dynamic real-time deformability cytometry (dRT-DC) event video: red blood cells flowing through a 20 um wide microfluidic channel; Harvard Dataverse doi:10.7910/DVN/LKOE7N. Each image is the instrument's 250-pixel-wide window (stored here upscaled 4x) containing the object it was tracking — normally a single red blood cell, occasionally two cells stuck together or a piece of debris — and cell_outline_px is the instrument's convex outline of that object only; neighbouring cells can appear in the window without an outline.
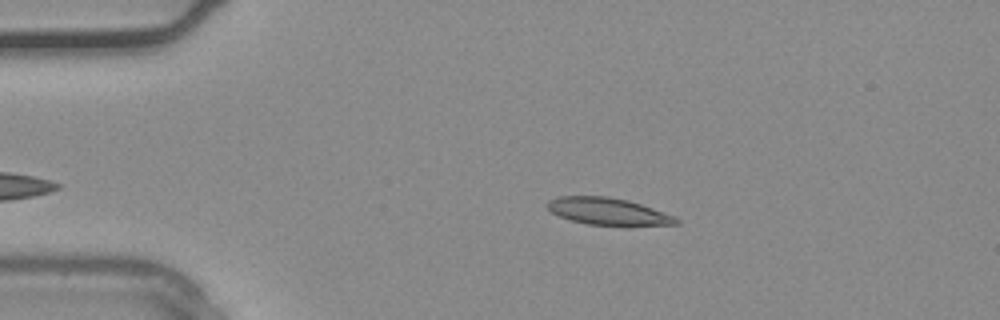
{"species": "common noctule bat (a hibernating species)", "species_latin": "Nyctalus noctula", "temperature_condition": "warm", "stored_images_in_passage": 31, "camera_frame_rate_fps": 3000, "um_per_image_px": 0.085, "animal": {"sex": "male", "body_mass_g": 20.4}, "frame": {"image": 1, "passage_image": 2, "time_ms": 0.333, "image_size_px": [1000, 320], "cell_outline_px": [[680, 224], [628, 228], [588, 224], [572, 220], [560, 216], [552, 212], [544, 204], [548, 200], [560, 196], [608, 196], [628, 200], [652, 208], [672, 216], [680, 220]], "centroid_in_image_um": [51.73, 18.01], "position_along_channel_um": 33.3, "area_um2": 20.98}}
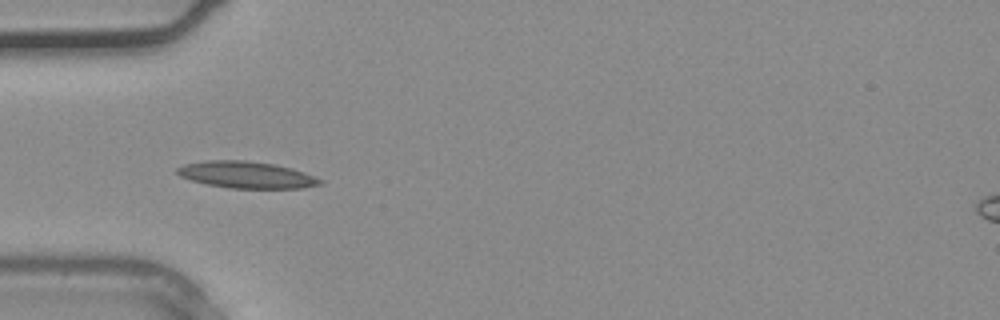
{"frame": {"image": 2, "passage_image": 6, "time_ms": 1.667, "image_size_px": [1000, 320], "cell_outline_px": [[324, 184], [300, 188], [228, 188], [208, 184], [192, 180], [180, 176], [176, 172], [176, 168], [184, 164], [204, 160], [244, 160], [276, 164], [292, 168], [304, 172], [324, 180]], "centroid_in_image_um": [20.97, 14.85], "position_along_channel_um": 64.0, "area_um2": 22.37}}
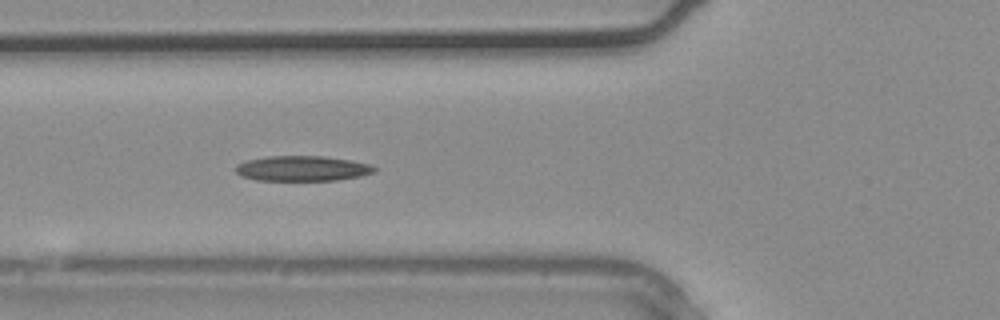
{"frame": {"image": 3, "passage_image": 8, "time_ms": 2.333, "image_size_px": [1000, 320], "cell_outline_px": [[380, 168], [376, 172], [360, 176], [336, 180], [256, 180], [240, 176], [236, 172], [236, 164], [248, 160], [268, 156], [324, 156], [352, 160], [368, 164]], "centroid_in_image_um": [25.73, 14.31], "position_along_channel_um": 100.1, "area_um2": 20.46}}